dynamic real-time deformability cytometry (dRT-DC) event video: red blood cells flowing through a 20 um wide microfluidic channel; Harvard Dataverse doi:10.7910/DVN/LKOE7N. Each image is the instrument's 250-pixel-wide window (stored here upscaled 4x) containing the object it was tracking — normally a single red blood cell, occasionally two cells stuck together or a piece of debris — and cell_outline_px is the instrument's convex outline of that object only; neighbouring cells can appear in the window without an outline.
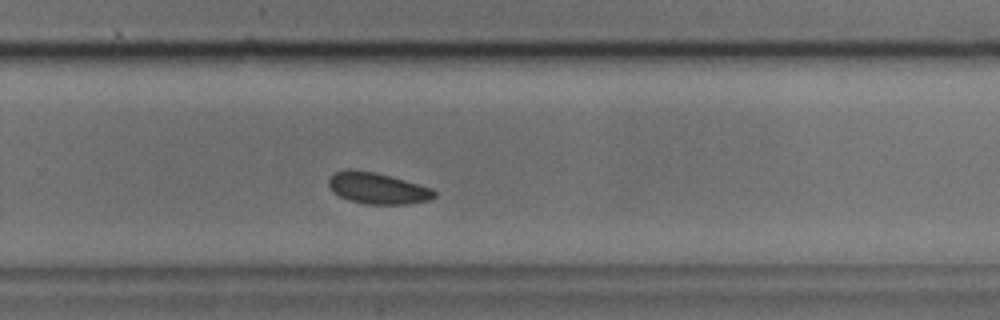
{"species": "common noctule bat (a hibernating species)", "species_latin": "Nyctalus noctula", "temperature_condition": "cold", "stored_images_in_passage": 39, "camera_frame_rate_fps": 3000, "um_per_image_px": 0.085, "animal": {"sex": "male", "body_mass_g": 17.9, "forearm_length_mm": 54.2}, "frame": {"image": 1, "passage_image": 23, "time_ms": 7.333, "image_size_px": [1000, 320], "cell_outline_px": [[436, 196], [428, 200], [408, 204], [364, 204], [348, 200], [332, 192], [328, 184], [328, 180], [336, 172], [348, 168], [372, 172], [404, 180], [432, 188], [436, 192]], "centroid_in_image_um": [32.07, 16.01], "position_along_channel_um": 297.7, "area_um2": 19.13}}
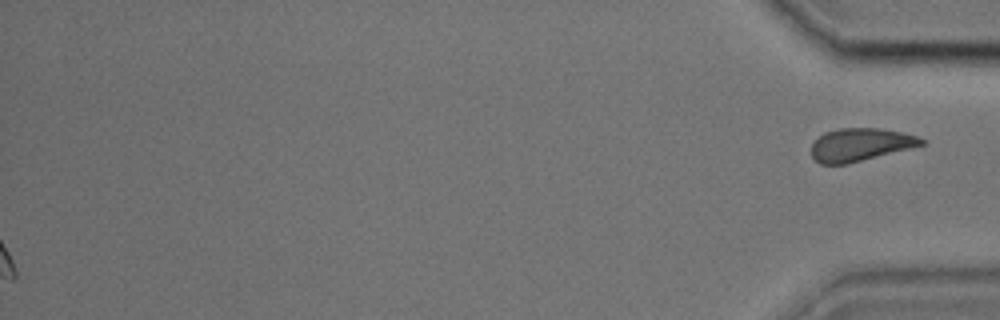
{"frame": {"image": 2, "passage_image": 39, "time_ms": 12.667, "image_size_px": [1000, 320], "cell_outline_px": [[928, 144], [848, 164], [820, 164], [812, 156], [812, 144], [824, 132], [840, 128], [880, 128], [900, 132], [916, 136], [924, 140]], "centroid_in_image_um": [73.15, 12.3], "position_along_channel_um": 362.0, "area_um2": 21.1}}